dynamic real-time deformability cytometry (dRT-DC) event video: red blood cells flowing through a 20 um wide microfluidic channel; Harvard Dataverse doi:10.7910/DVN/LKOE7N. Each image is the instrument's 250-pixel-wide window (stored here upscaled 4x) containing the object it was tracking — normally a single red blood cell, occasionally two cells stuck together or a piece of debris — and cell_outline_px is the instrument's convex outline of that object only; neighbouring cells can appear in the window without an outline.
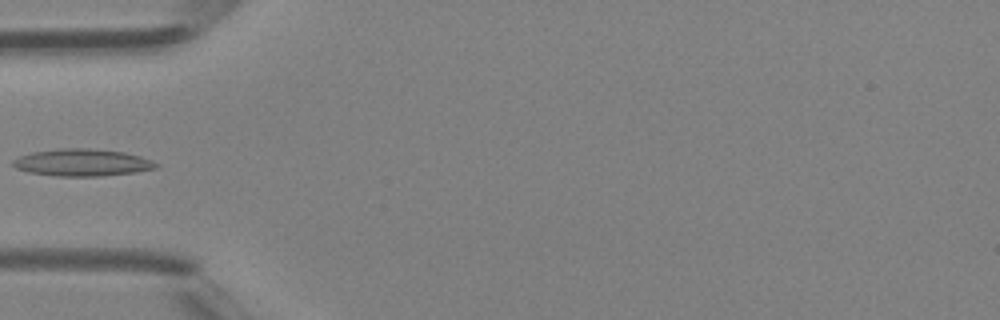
{"species": "Egyptian fruit bat (a non-hibernating species)", "species_latin": "Rousettus aegyptiacus", "temperature_condition": "room temperature", "stored_images_in_passage": 32, "camera_frame_rate_fps": 3000, "um_per_image_px": 0.085, "animal": {"sex": "female"}, "frame": {"image": 1, "passage_image": 1, "time_ms": 0.0, "image_size_px": [1000, 320], "cell_outline_px": [[160, 164], [156, 168], [136, 172], [100, 176], [56, 176], [28, 172], [16, 168], [12, 164], [12, 160], [20, 156], [32, 152], [60, 148], [88, 148], [124, 152], [140, 156], [152, 160]], "centroid_in_image_um": [6.99, 13.81], "position_along_channel_um": 78.0, "area_um2": 22.66}}
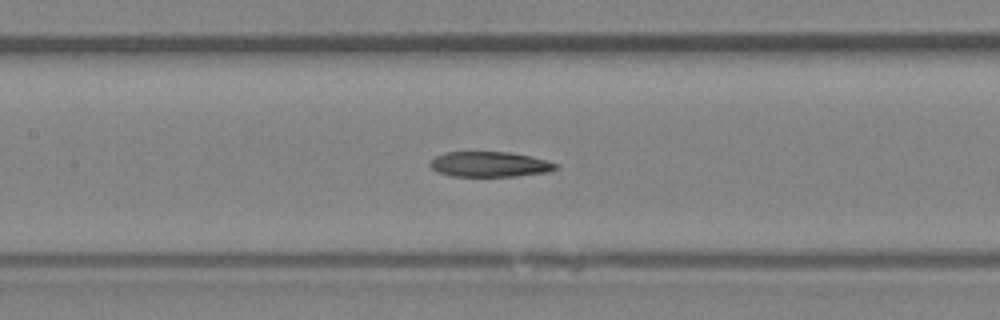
{"frame": {"image": 2, "passage_image": 7, "time_ms": 2.0, "image_size_px": [1000, 320], "cell_outline_px": [[560, 168], [548, 172], [516, 176], [452, 176], [436, 172], [428, 164], [436, 156], [448, 152], [508, 152], [528, 156], [560, 164]], "centroid_in_image_um": [41.63, 13.97], "position_along_channel_um": 165.8, "area_um2": 18.44}}
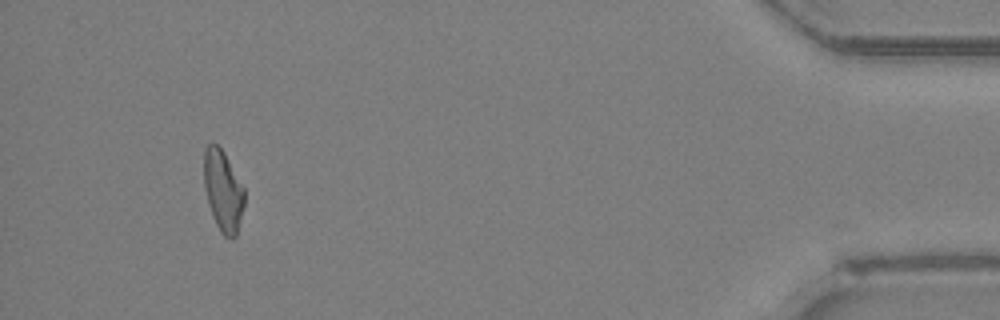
{"frame": {"image": 3, "passage_image": 29, "time_ms": 9.333, "image_size_px": [1000, 320], "cell_outline_px": [[244, 204], [236, 236], [232, 240], [224, 236], [220, 232], [216, 224], [208, 204], [204, 188], [204, 148], [208, 144], [216, 144], [224, 152], [244, 188]], "centroid_in_image_um": [18.95, 16.23], "position_along_channel_um": 416.3, "area_um2": 19.07}}